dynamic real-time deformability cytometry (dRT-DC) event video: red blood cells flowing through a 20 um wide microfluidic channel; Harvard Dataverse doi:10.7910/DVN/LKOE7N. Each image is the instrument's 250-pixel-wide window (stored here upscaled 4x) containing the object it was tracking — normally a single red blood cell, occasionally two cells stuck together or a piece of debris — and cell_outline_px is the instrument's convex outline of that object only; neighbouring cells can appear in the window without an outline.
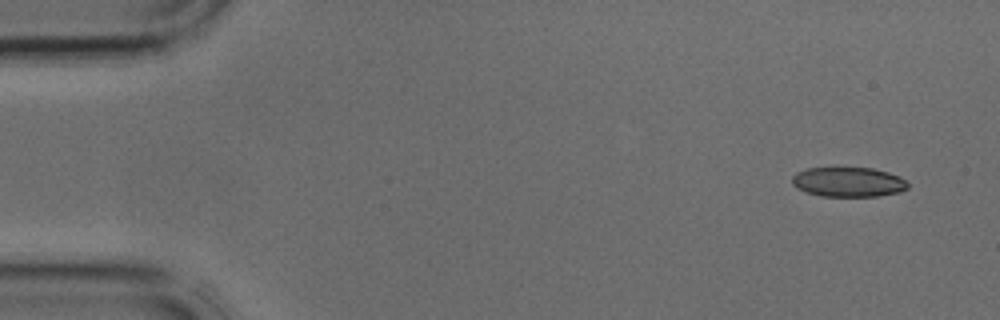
{"species": "common noctule bat (a hibernating species)", "species_latin": "Nyctalus noctula", "temperature_condition": "cold", "stored_images_in_passage": 3, "segment_of_instrument_passage": [2, 2], "camera_frame_rate_fps": 3000, "um_per_image_px": 0.085, "animal": {"sex": "male", "body_mass_g": 17.9, "forearm_length_mm": 54.2}, "frame": {"image": 1, "passage_image": 3, "time_ms": 0.667, "image_size_px": [1000, 320], "cell_outline_px": [[908, 188], [900, 192], [876, 196], [820, 196], [804, 192], [796, 188], [792, 184], [792, 176], [796, 172], [808, 168], [872, 168], [888, 172], [900, 176], [908, 184]], "centroid_in_image_um": [72.08, 15.47], "position_along_channel_um": 12.9, "area_um2": 20.11}}